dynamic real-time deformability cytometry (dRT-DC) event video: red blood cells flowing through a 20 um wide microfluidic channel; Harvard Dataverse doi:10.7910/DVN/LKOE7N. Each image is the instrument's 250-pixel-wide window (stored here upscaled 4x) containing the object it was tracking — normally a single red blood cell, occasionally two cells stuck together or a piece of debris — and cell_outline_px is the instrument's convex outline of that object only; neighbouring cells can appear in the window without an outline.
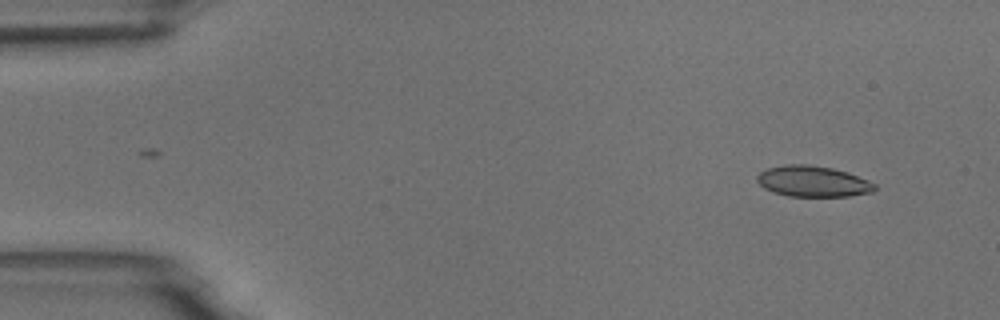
{"species": "common noctule bat (a hibernating species)", "species_latin": "Nyctalus noctula", "temperature_condition": "room temperature", "stored_images_in_passage": 4, "camera_frame_rate_fps": 3000, "um_per_image_px": 0.085, "animal": {"sex": "male", "body_mass_g": 18.8}, "frame": {"image": 1, "passage_image": 1, "time_ms": 0.0, "image_size_px": [1000, 320], "cell_outline_px": [[876, 188], [872, 192], [848, 196], [788, 196], [772, 192], [764, 188], [756, 180], [756, 176], [760, 172], [768, 168], [784, 164], [808, 164], [832, 168], [848, 172], [868, 180], [876, 184]], "centroid_in_image_um": [69.08, 15.41], "position_along_channel_um": 15.9, "area_um2": 21.27}}
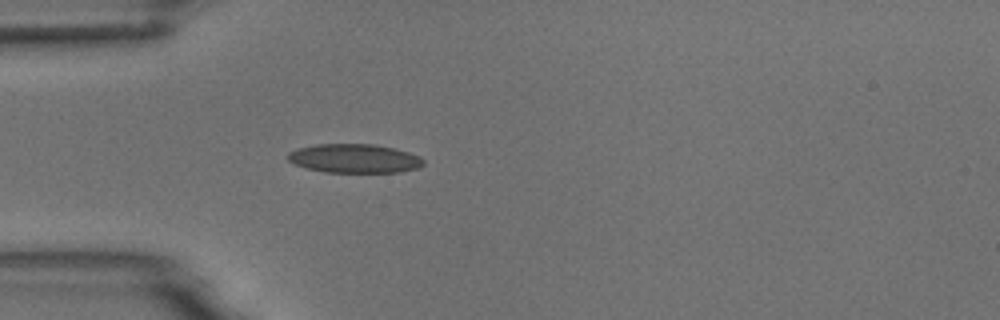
{"frame": {"image": 2, "passage_image": 4, "time_ms": 3.667, "image_size_px": [1000, 320], "cell_outline_px": [[424, 164], [420, 168], [400, 172], [324, 172], [308, 168], [296, 164], [288, 160], [288, 152], [300, 148], [316, 144], [376, 144], [408, 152], [420, 156], [424, 160]], "centroid_in_image_um": [30.17, 13.47], "position_along_channel_um": 54.8, "area_um2": 22.77}}